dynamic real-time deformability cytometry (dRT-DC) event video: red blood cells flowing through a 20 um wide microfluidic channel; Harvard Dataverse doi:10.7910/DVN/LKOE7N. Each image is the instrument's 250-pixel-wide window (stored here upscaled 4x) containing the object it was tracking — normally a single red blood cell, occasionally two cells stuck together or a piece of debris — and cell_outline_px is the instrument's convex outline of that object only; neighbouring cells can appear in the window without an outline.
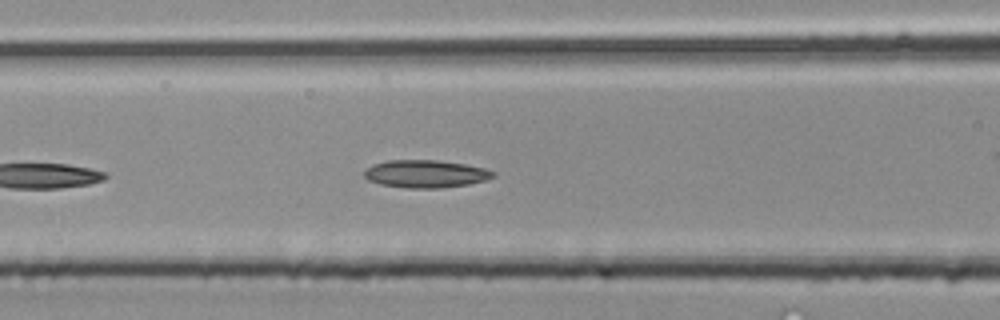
{"species": "common noctule bat (a hibernating species)", "species_latin": "Nyctalus noctula", "temperature_condition": "room temperature", "stored_images_in_passage": 12, "camera_frame_rate_fps": 3000, "um_per_image_px": 0.085, "animal": {"sex": "male", "body_mass_g": 20.4}, "frame": {"image": 1, "passage_image": 6, "time_ms": 1.667, "image_size_px": [1000, 320], "cell_outline_px": [[496, 176], [484, 180], [468, 184], [440, 188], [408, 188], [380, 184], [368, 180], [364, 176], [364, 172], [372, 164], [388, 160], [436, 160], [464, 164], [484, 168], [496, 172]], "centroid_in_image_um": [36.17, 14.77], "position_along_channel_um": 130.4, "area_um2": 20.69}}